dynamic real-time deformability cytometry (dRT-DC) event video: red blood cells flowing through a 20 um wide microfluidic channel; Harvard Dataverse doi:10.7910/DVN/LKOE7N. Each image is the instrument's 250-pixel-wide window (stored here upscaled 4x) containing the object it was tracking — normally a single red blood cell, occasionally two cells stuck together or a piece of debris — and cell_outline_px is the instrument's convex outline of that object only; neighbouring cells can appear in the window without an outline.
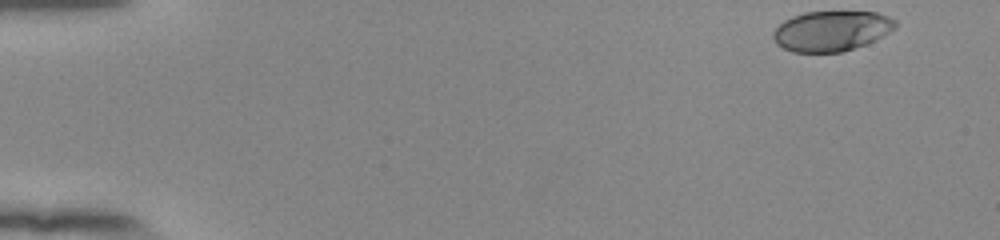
{"species": "human", "species_latin": "Homo sapiens", "temperature_condition": "room temperature", "stored_images_in_passage": 51, "camera_frame_rate_fps": 3000, "um_per_image_px": 0.085, "donor": {"sex": "female"}, "frame": {"image": 1, "passage_image": 1, "time_ms": 0.0, "image_size_px": [1000, 240], "cell_outline_px": [[896, 28], [864, 44], [840, 52], [792, 52], [776, 44], [772, 36], [772, 32], [784, 20], [792, 16], [804, 12], [876, 12], [888, 16], [896, 20]], "centroid_in_image_um": [70.63, 2.62], "position_along_channel_um": 14.4, "area_um2": 28.38}}
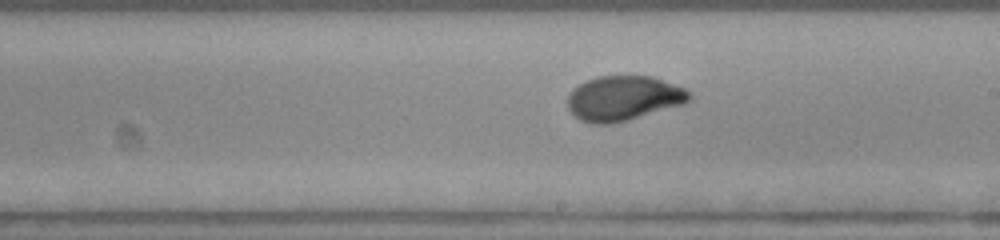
{"frame": {"image": 2, "passage_image": 29, "time_ms": 9.333, "image_size_px": [1000, 240], "cell_outline_px": [[692, 100], [684, 104], [628, 120], [612, 124], [592, 124], [580, 120], [568, 108], [568, 96], [572, 88], [596, 76], [652, 76], [684, 88], [692, 96]], "centroid_in_image_um": [53.0, 8.36], "position_along_channel_um": 236.0, "area_um2": 31.79}}
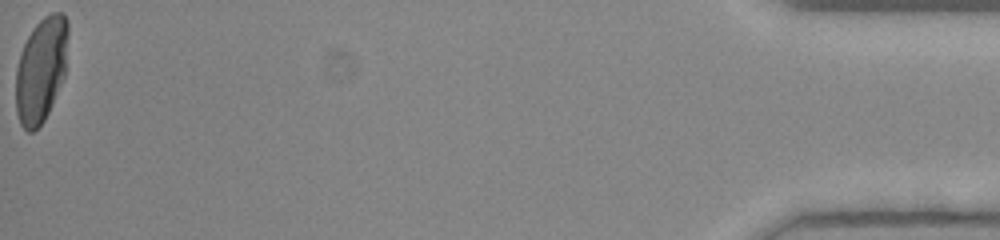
{"frame": {"image": 3, "passage_image": 51, "time_ms": 16.667, "image_size_px": [1000, 240], "cell_outline_px": [[68, 32], [64, 76], [52, 104], [44, 120], [32, 132], [28, 132], [20, 124], [16, 112], [16, 68], [20, 52], [32, 28], [44, 16], [52, 12], [60, 12], [68, 20]], "centroid_in_image_um": [3.48, 5.91], "position_along_channel_um": 431.7, "area_um2": 31.85}, "authors_computed_cell_mechanics": {"area_um2": 31.2698, "velocity_mm_per_s": 3.9147, "shape_relaxation_time_tau1_ms": 4.1764, "shape_relaxation_time_tau2_ms": null, "deformation_change_tau1": 0.185, "deformation_change_tau2": null}}